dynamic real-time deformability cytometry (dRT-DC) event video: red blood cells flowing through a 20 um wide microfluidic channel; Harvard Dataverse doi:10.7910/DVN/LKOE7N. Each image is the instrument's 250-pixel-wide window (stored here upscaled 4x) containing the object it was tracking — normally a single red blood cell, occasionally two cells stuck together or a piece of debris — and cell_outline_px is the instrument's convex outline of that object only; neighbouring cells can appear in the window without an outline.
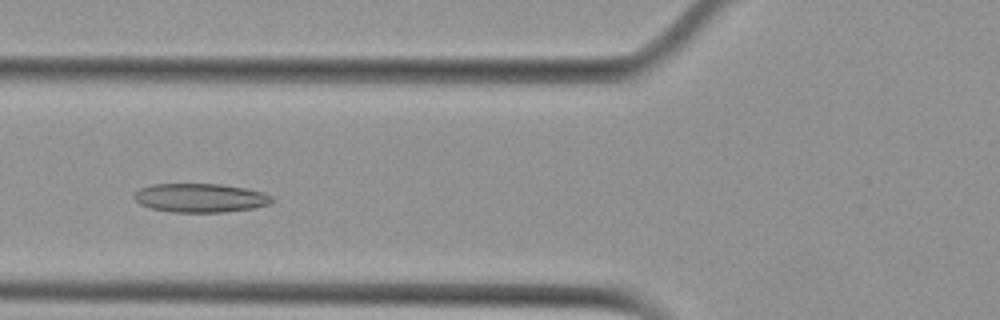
{"species": "Egyptian fruit bat (a non-hibernating species)", "species_latin": "Rousettus aegyptiacus", "temperature_condition": "cold", "stored_images_in_passage": 50, "camera_frame_rate_fps": 3000, "um_per_image_px": 0.085, "animal": {"sex": "female"}, "frame": {"image": 1, "passage_image": 17, "time_ms": 5.333, "image_size_px": [1000, 320], "cell_outline_px": [[276, 200], [268, 204], [252, 208], [220, 212], [172, 212], [152, 208], [140, 204], [132, 196], [140, 188], [152, 184], [220, 184], [244, 188], [264, 192], [272, 196]], "centroid_in_image_um": [17.03, 16.81], "position_along_channel_um": 108.8, "area_um2": 23.06}}
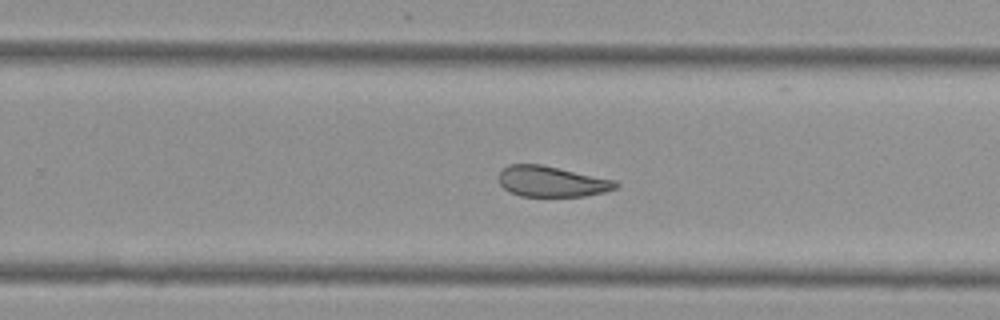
{"frame": {"image": 2, "passage_image": 31, "time_ms": 10.0, "image_size_px": [1000, 320], "cell_outline_px": [[620, 184], [616, 188], [604, 192], [584, 196], [520, 196], [508, 192], [500, 184], [496, 176], [508, 164], [540, 164], [616, 180]], "centroid_in_image_um": [46.87, 15.43], "position_along_channel_um": 282.9, "area_um2": 21.04}}
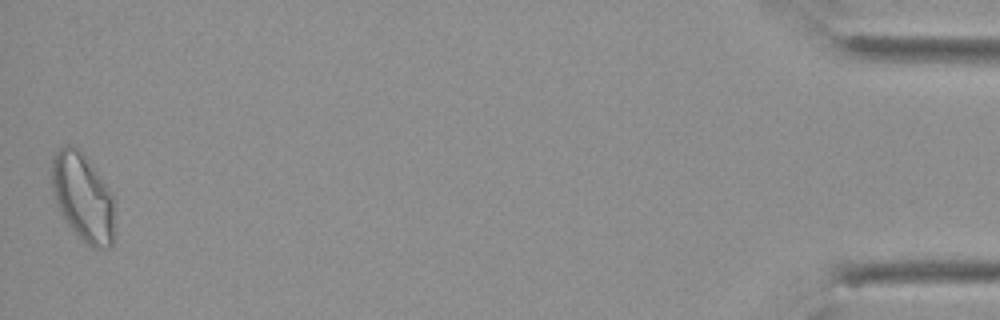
{"frame": {"image": 3, "passage_image": 50, "time_ms": 16.333, "image_size_px": [1000, 320], "cell_outline_px": [[112, 244], [108, 248], [92, 248], [68, 224], [60, 212], [52, 192], [52, 156], [64, 144], [72, 144], [80, 148], [100, 176], [112, 196]], "centroid_in_image_um": [7.0, 16.7], "position_along_channel_um": 428.2, "area_um2": 31.67}, "authors_computed_cell_mechanics": {"area_um2": 24.3627, "velocity_mm_per_s": 3.7403, "shape_relaxation_time_tau1_ms": null, "shape_relaxation_time_tau2_ms": 4.2187, "deformation_change_tau1": null, "deformation_change_tau2": 0.1154}}